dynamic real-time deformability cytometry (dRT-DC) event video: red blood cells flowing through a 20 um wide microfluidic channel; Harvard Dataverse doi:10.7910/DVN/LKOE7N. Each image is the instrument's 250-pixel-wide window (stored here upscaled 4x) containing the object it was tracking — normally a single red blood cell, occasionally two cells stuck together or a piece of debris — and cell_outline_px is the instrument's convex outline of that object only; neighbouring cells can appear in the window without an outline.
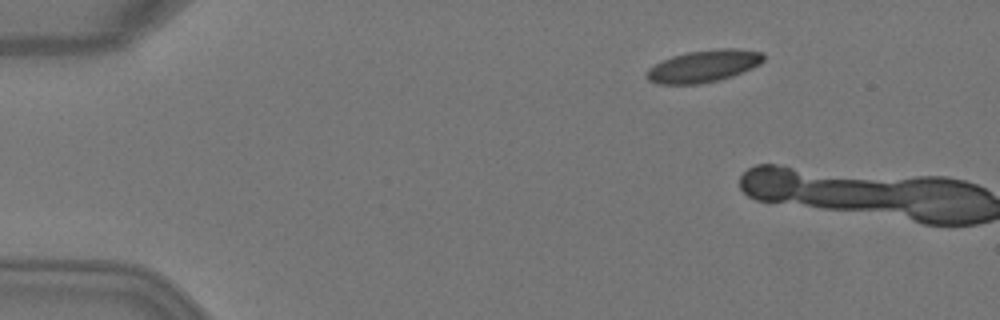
{"species": "Egyptian fruit bat (a non-hibernating species)", "species_latin": "Rousettus aegyptiacus", "temperature_condition": "warm", "stored_images_in_passage": 2, "camera_frame_rate_fps": 3000, "um_per_image_px": 0.085, "animal": {"sex": "female"}, "frame": {"image": 1, "passage_image": 1, "time_ms": 0.0, "image_size_px": [1000, 320], "cell_outline_px": [[764, 60], [760, 64], [752, 68], [732, 76], [720, 80], [700, 84], [656, 84], [648, 80], [644, 76], [644, 72], [648, 68], [672, 56], [688, 52], [716, 48], [736, 48], [764, 52]], "centroid_in_image_um": [59.8, 5.62], "position_along_channel_um": 25.2, "area_um2": 22.14}}